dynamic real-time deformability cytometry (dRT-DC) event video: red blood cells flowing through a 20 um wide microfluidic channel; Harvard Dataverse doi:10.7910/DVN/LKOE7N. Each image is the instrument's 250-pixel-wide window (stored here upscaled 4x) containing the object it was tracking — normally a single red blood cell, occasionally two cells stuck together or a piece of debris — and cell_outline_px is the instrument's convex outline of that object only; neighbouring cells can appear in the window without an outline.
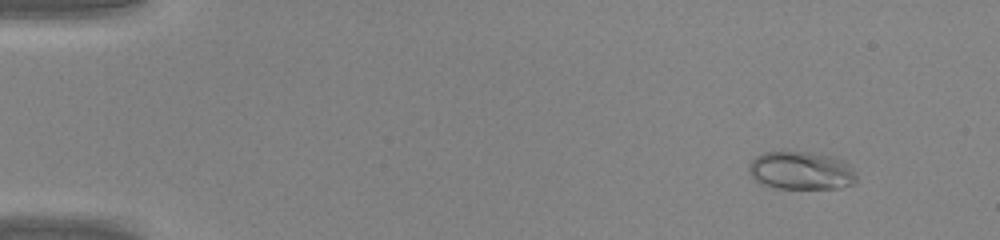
{"species": "common noctule bat (a hibernating species)", "species_latin": "Nyctalus noctula", "temperature_condition": "warm", "stored_images_in_passage": 46, "camera_frame_rate_fps": 3000, "um_per_image_px": 0.085, "animal": {"sex": "male", "body_mass_g": 20.0, "forearm_length_mm": 53.3}, "frame": {"image": 1, "passage_image": 5, "time_ms": 1.333, "image_size_px": [1000, 240], "cell_outline_px": [[856, 180], [852, 184], [840, 188], [776, 188], [760, 184], [748, 172], [748, 164], [756, 156], [764, 152], [812, 152], [832, 156], [844, 160], [852, 168], [856, 176]], "centroid_in_image_um": [68.08, 14.5], "position_along_channel_um": 16.9, "area_um2": 23.99}}
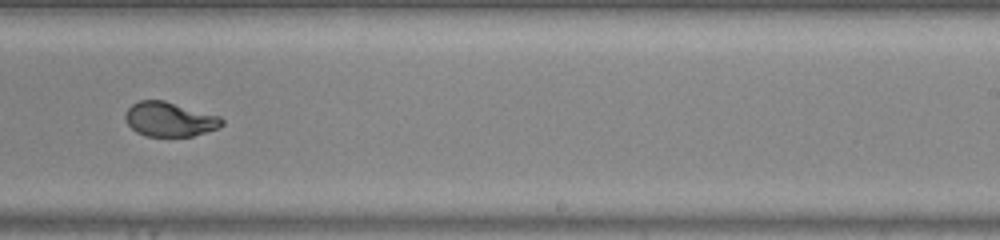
{"frame": {"image": 2, "passage_image": 30, "time_ms": 9.667, "image_size_px": [1000, 240], "cell_outline_px": [[224, 124], [220, 128], [192, 136], [144, 136], [136, 132], [124, 120], [124, 116], [128, 108], [132, 104], [140, 100], [164, 100], [220, 116], [224, 120]], "centroid_in_image_um": [14.42, 10.14], "position_along_channel_um": 274.6, "area_um2": 19.54}}
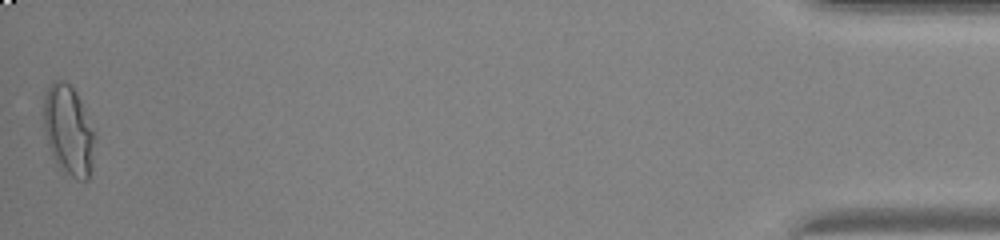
{"frame": {"image": 3, "passage_image": 46, "time_ms": 15.0, "image_size_px": [1000, 240], "cell_outline_px": [[96, 136], [92, 168], [88, 180], [76, 180], [60, 168], [56, 164], [48, 144], [44, 132], [44, 92], [52, 80], [60, 80], [68, 84], [76, 92], [96, 132]], "centroid_in_image_um": [5.84, 11.1], "position_along_channel_um": 429.4, "area_um2": 27.22}}